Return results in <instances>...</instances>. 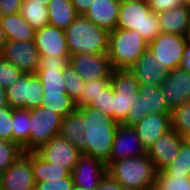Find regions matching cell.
<instances>
[{
  "mask_svg": "<svg viewBox=\"0 0 190 190\" xmlns=\"http://www.w3.org/2000/svg\"><path fill=\"white\" fill-rule=\"evenodd\" d=\"M41 106L64 118L77 109L76 102L68 94H43Z\"/></svg>",
  "mask_w": 190,
  "mask_h": 190,
  "instance_id": "cell-30",
  "label": "cell"
},
{
  "mask_svg": "<svg viewBox=\"0 0 190 190\" xmlns=\"http://www.w3.org/2000/svg\"><path fill=\"white\" fill-rule=\"evenodd\" d=\"M7 104L13 109H35L42 105L43 87L37 74L23 73L5 88Z\"/></svg>",
  "mask_w": 190,
  "mask_h": 190,
  "instance_id": "cell-8",
  "label": "cell"
},
{
  "mask_svg": "<svg viewBox=\"0 0 190 190\" xmlns=\"http://www.w3.org/2000/svg\"><path fill=\"white\" fill-rule=\"evenodd\" d=\"M2 56L23 73L36 74L39 68L40 53L34 40L7 41Z\"/></svg>",
  "mask_w": 190,
  "mask_h": 190,
  "instance_id": "cell-13",
  "label": "cell"
},
{
  "mask_svg": "<svg viewBox=\"0 0 190 190\" xmlns=\"http://www.w3.org/2000/svg\"><path fill=\"white\" fill-rule=\"evenodd\" d=\"M133 128L144 148L148 150L157 138L171 130V115L150 113L144 116Z\"/></svg>",
  "mask_w": 190,
  "mask_h": 190,
  "instance_id": "cell-20",
  "label": "cell"
},
{
  "mask_svg": "<svg viewBox=\"0 0 190 190\" xmlns=\"http://www.w3.org/2000/svg\"><path fill=\"white\" fill-rule=\"evenodd\" d=\"M137 1H140V0H118L120 4L129 3V2H137Z\"/></svg>",
  "mask_w": 190,
  "mask_h": 190,
  "instance_id": "cell-50",
  "label": "cell"
},
{
  "mask_svg": "<svg viewBox=\"0 0 190 190\" xmlns=\"http://www.w3.org/2000/svg\"><path fill=\"white\" fill-rule=\"evenodd\" d=\"M69 64V57L40 56L36 72L42 82L43 94H67L63 71Z\"/></svg>",
  "mask_w": 190,
  "mask_h": 190,
  "instance_id": "cell-11",
  "label": "cell"
},
{
  "mask_svg": "<svg viewBox=\"0 0 190 190\" xmlns=\"http://www.w3.org/2000/svg\"><path fill=\"white\" fill-rule=\"evenodd\" d=\"M149 7L156 13H161L182 5L181 0H147Z\"/></svg>",
  "mask_w": 190,
  "mask_h": 190,
  "instance_id": "cell-41",
  "label": "cell"
},
{
  "mask_svg": "<svg viewBox=\"0 0 190 190\" xmlns=\"http://www.w3.org/2000/svg\"><path fill=\"white\" fill-rule=\"evenodd\" d=\"M160 87L171 110L190 101V73L180 67L167 73Z\"/></svg>",
  "mask_w": 190,
  "mask_h": 190,
  "instance_id": "cell-17",
  "label": "cell"
},
{
  "mask_svg": "<svg viewBox=\"0 0 190 190\" xmlns=\"http://www.w3.org/2000/svg\"><path fill=\"white\" fill-rule=\"evenodd\" d=\"M8 41L5 32L3 30L2 24L0 22V55H2L6 42Z\"/></svg>",
  "mask_w": 190,
  "mask_h": 190,
  "instance_id": "cell-47",
  "label": "cell"
},
{
  "mask_svg": "<svg viewBox=\"0 0 190 190\" xmlns=\"http://www.w3.org/2000/svg\"><path fill=\"white\" fill-rule=\"evenodd\" d=\"M49 25L66 30L78 13L71 0H52L48 5Z\"/></svg>",
  "mask_w": 190,
  "mask_h": 190,
  "instance_id": "cell-26",
  "label": "cell"
},
{
  "mask_svg": "<svg viewBox=\"0 0 190 190\" xmlns=\"http://www.w3.org/2000/svg\"><path fill=\"white\" fill-rule=\"evenodd\" d=\"M72 190H84L83 188L73 186Z\"/></svg>",
  "mask_w": 190,
  "mask_h": 190,
  "instance_id": "cell-55",
  "label": "cell"
},
{
  "mask_svg": "<svg viewBox=\"0 0 190 190\" xmlns=\"http://www.w3.org/2000/svg\"><path fill=\"white\" fill-rule=\"evenodd\" d=\"M35 153L46 163L68 169L71 173L82 152L61 135L54 136Z\"/></svg>",
  "mask_w": 190,
  "mask_h": 190,
  "instance_id": "cell-10",
  "label": "cell"
},
{
  "mask_svg": "<svg viewBox=\"0 0 190 190\" xmlns=\"http://www.w3.org/2000/svg\"><path fill=\"white\" fill-rule=\"evenodd\" d=\"M35 185L32 152L22 154L6 171L0 174V190H31L35 188Z\"/></svg>",
  "mask_w": 190,
  "mask_h": 190,
  "instance_id": "cell-12",
  "label": "cell"
},
{
  "mask_svg": "<svg viewBox=\"0 0 190 190\" xmlns=\"http://www.w3.org/2000/svg\"><path fill=\"white\" fill-rule=\"evenodd\" d=\"M157 176H188L190 177V144L183 141L176 159L157 172Z\"/></svg>",
  "mask_w": 190,
  "mask_h": 190,
  "instance_id": "cell-29",
  "label": "cell"
},
{
  "mask_svg": "<svg viewBox=\"0 0 190 190\" xmlns=\"http://www.w3.org/2000/svg\"><path fill=\"white\" fill-rule=\"evenodd\" d=\"M161 33L187 37L190 28V8L184 4L158 13Z\"/></svg>",
  "mask_w": 190,
  "mask_h": 190,
  "instance_id": "cell-22",
  "label": "cell"
},
{
  "mask_svg": "<svg viewBox=\"0 0 190 190\" xmlns=\"http://www.w3.org/2000/svg\"><path fill=\"white\" fill-rule=\"evenodd\" d=\"M71 64L83 80L92 81L101 78H111L113 72L108 53L70 55Z\"/></svg>",
  "mask_w": 190,
  "mask_h": 190,
  "instance_id": "cell-14",
  "label": "cell"
},
{
  "mask_svg": "<svg viewBox=\"0 0 190 190\" xmlns=\"http://www.w3.org/2000/svg\"><path fill=\"white\" fill-rule=\"evenodd\" d=\"M180 68L190 73V44L187 43L183 53V59L179 65Z\"/></svg>",
  "mask_w": 190,
  "mask_h": 190,
  "instance_id": "cell-46",
  "label": "cell"
},
{
  "mask_svg": "<svg viewBox=\"0 0 190 190\" xmlns=\"http://www.w3.org/2000/svg\"><path fill=\"white\" fill-rule=\"evenodd\" d=\"M20 14L34 30L49 25L48 9L44 2L23 0Z\"/></svg>",
  "mask_w": 190,
  "mask_h": 190,
  "instance_id": "cell-27",
  "label": "cell"
},
{
  "mask_svg": "<svg viewBox=\"0 0 190 190\" xmlns=\"http://www.w3.org/2000/svg\"><path fill=\"white\" fill-rule=\"evenodd\" d=\"M107 175L125 190H148L157 180V170L147 154L110 161Z\"/></svg>",
  "mask_w": 190,
  "mask_h": 190,
  "instance_id": "cell-2",
  "label": "cell"
},
{
  "mask_svg": "<svg viewBox=\"0 0 190 190\" xmlns=\"http://www.w3.org/2000/svg\"><path fill=\"white\" fill-rule=\"evenodd\" d=\"M113 86L112 84L102 91L97 98L93 99L89 106L102 110L109 117L113 118Z\"/></svg>",
  "mask_w": 190,
  "mask_h": 190,
  "instance_id": "cell-37",
  "label": "cell"
},
{
  "mask_svg": "<svg viewBox=\"0 0 190 190\" xmlns=\"http://www.w3.org/2000/svg\"><path fill=\"white\" fill-rule=\"evenodd\" d=\"M23 72L0 55V85L4 88L14 83Z\"/></svg>",
  "mask_w": 190,
  "mask_h": 190,
  "instance_id": "cell-36",
  "label": "cell"
},
{
  "mask_svg": "<svg viewBox=\"0 0 190 190\" xmlns=\"http://www.w3.org/2000/svg\"><path fill=\"white\" fill-rule=\"evenodd\" d=\"M156 181L166 190H190L188 176H157Z\"/></svg>",
  "mask_w": 190,
  "mask_h": 190,
  "instance_id": "cell-38",
  "label": "cell"
},
{
  "mask_svg": "<svg viewBox=\"0 0 190 190\" xmlns=\"http://www.w3.org/2000/svg\"><path fill=\"white\" fill-rule=\"evenodd\" d=\"M136 100L140 101L141 115L172 113L160 86L140 84Z\"/></svg>",
  "mask_w": 190,
  "mask_h": 190,
  "instance_id": "cell-24",
  "label": "cell"
},
{
  "mask_svg": "<svg viewBox=\"0 0 190 190\" xmlns=\"http://www.w3.org/2000/svg\"><path fill=\"white\" fill-rule=\"evenodd\" d=\"M187 41H188V43L190 44V28H189V32H188V34H187Z\"/></svg>",
  "mask_w": 190,
  "mask_h": 190,
  "instance_id": "cell-54",
  "label": "cell"
},
{
  "mask_svg": "<svg viewBox=\"0 0 190 190\" xmlns=\"http://www.w3.org/2000/svg\"><path fill=\"white\" fill-rule=\"evenodd\" d=\"M171 129L181 136L190 132V101L172 110Z\"/></svg>",
  "mask_w": 190,
  "mask_h": 190,
  "instance_id": "cell-33",
  "label": "cell"
},
{
  "mask_svg": "<svg viewBox=\"0 0 190 190\" xmlns=\"http://www.w3.org/2000/svg\"><path fill=\"white\" fill-rule=\"evenodd\" d=\"M148 49V43L134 30L109 31L108 57L112 69H130Z\"/></svg>",
  "mask_w": 190,
  "mask_h": 190,
  "instance_id": "cell-4",
  "label": "cell"
},
{
  "mask_svg": "<svg viewBox=\"0 0 190 190\" xmlns=\"http://www.w3.org/2000/svg\"><path fill=\"white\" fill-rule=\"evenodd\" d=\"M113 86V119L121 124L128 109L134 104L140 83L130 69H114L111 74Z\"/></svg>",
  "mask_w": 190,
  "mask_h": 190,
  "instance_id": "cell-7",
  "label": "cell"
},
{
  "mask_svg": "<svg viewBox=\"0 0 190 190\" xmlns=\"http://www.w3.org/2000/svg\"><path fill=\"white\" fill-rule=\"evenodd\" d=\"M13 108L5 106L0 108V139L12 142Z\"/></svg>",
  "mask_w": 190,
  "mask_h": 190,
  "instance_id": "cell-39",
  "label": "cell"
},
{
  "mask_svg": "<svg viewBox=\"0 0 190 190\" xmlns=\"http://www.w3.org/2000/svg\"><path fill=\"white\" fill-rule=\"evenodd\" d=\"M119 8L118 0H94L84 16L95 25L112 31L117 26Z\"/></svg>",
  "mask_w": 190,
  "mask_h": 190,
  "instance_id": "cell-23",
  "label": "cell"
},
{
  "mask_svg": "<svg viewBox=\"0 0 190 190\" xmlns=\"http://www.w3.org/2000/svg\"><path fill=\"white\" fill-rule=\"evenodd\" d=\"M185 141L188 142L190 144V132L184 136Z\"/></svg>",
  "mask_w": 190,
  "mask_h": 190,
  "instance_id": "cell-53",
  "label": "cell"
},
{
  "mask_svg": "<svg viewBox=\"0 0 190 190\" xmlns=\"http://www.w3.org/2000/svg\"><path fill=\"white\" fill-rule=\"evenodd\" d=\"M71 174L74 186L95 190L107 175V165L92 156L82 154Z\"/></svg>",
  "mask_w": 190,
  "mask_h": 190,
  "instance_id": "cell-16",
  "label": "cell"
},
{
  "mask_svg": "<svg viewBox=\"0 0 190 190\" xmlns=\"http://www.w3.org/2000/svg\"><path fill=\"white\" fill-rule=\"evenodd\" d=\"M111 85V78H101L86 81L83 86L81 99L76 103L77 107L88 106L93 99Z\"/></svg>",
  "mask_w": 190,
  "mask_h": 190,
  "instance_id": "cell-32",
  "label": "cell"
},
{
  "mask_svg": "<svg viewBox=\"0 0 190 190\" xmlns=\"http://www.w3.org/2000/svg\"><path fill=\"white\" fill-rule=\"evenodd\" d=\"M70 55L108 53L109 31L78 15L65 30Z\"/></svg>",
  "mask_w": 190,
  "mask_h": 190,
  "instance_id": "cell-3",
  "label": "cell"
},
{
  "mask_svg": "<svg viewBox=\"0 0 190 190\" xmlns=\"http://www.w3.org/2000/svg\"><path fill=\"white\" fill-rule=\"evenodd\" d=\"M34 43L40 56L70 57L65 30L55 26L47 25L36 30Z\"/></svg>",
  "mask_w": 190,
  "mask_h": 190,
  "instance_id": "cell-18",
  "label": "cell"
},
{
  "mask_svg": "<svg viewBox=\"0 0 190 190\" xmlns=\"http://www.w3.org/2000/svg\"><path fill=\"white\" fill-rule=\"evenodd\" d=\"M66 93L77 103L81 99V94L85 81L78 75L75 68L68 64L63 71Z\"/></svg>",
  "mask_w": 190,
  "mask_h": 190,
  "instance_id": "cell-34",
  "label": "cell"
},
{
  "mask_svg": "<svg viewBox=\"0 0 190 190\" xmlns=\"http://www.w3.org/2000/svg\"><path fill=\"white\" fill-rule=\"evenodd\" d=\"M24 153L22 147L16 142L0 139V174Z\"/></svg>",
  "mask_w": 190,
  "mask_h": 190,
  "instance_id": "cell-35",
  "label": "cell"
},
{
  "mask_svg": "<svg viewBox=\"0 0 190 190\" xmlns=\"http://www.w3.org/2000/svg\"><path fill=\"white\" fill-rule=\"evenodd\" d=\"M64 117L43 108L30 110L29 140L22 146L24 152H35L54 136L60 135Z\"/></svg>",
  "mask_w": 190,
  "mask_h": 190,
  "instance_id": "cell-6",
  "label": "cell"
},
{
  "mask_svg": "<svg viewBox=\"0 0 190 190\" xmlns=\"http://www.w3.org/2000/svg\"><path fill=\"white\" fill-rule=\"evenodd\" d=\"M182 4L190 8V0H181Z\"/></svg>",
  "mask_w": 190,
  "mask_h": 190,
  "instance_id": "cell-51",
  "label": "cell"
},
{
  "mask_svg": "<svg viewBox=\"0 0 190 190\" xmlns=\"http://www.w3.org/2000/svg\"><path fill=\"white\" fill-rule=\"evenodd\" d=\"M184 140V136L171 129L157 138L149 147L147 155L152 160L157 172L162 171L176 159Z\"/></svg>",
  "mask_w": 190,
  "mask_h": 190,
  "instance_id": "cell-15",
  "label": "cell"
},
{
  "mask_svg": "<svg viewBox=\"0 0 190 190\" xmlns=\"http://www.w3.org/2000/svg\"><path fill=\"white\" fill-rule=\"evenodd\" d=\"M94 0H71L78 15H85Z\"/></svg>",
  "mask_w": 190,
  "mask_h": 190,
  "instance_id": "cell-45",
  "label": "cell"
},
{
  "mask_svg": "<svg viewBox=\"0 0 190 190\" xmlns=\"http://www.w3.org/2000/svg\"><path fill=\"white\" fill-rule=\"evenodd\" d=\"M3 30L8 41L34 40L35 32L20 12L0 17Z\"/></svg>",
  "mask_w": 190,
  "mask_h": 190,
  "instance_id": "cell-25",
  "label": "cell"
},
{
  "mask_svg": "<svg viewBox=\"0 0 190 190\" xmlns=\"http://www.w3.org/2000/svg\"><path fill=\"white\" fill-rule=\"evenodd\" d=\"M148 190H166L157 181L151 185Z\"/></svg>",
  "mask_w": 190,
  "mask_h": 190,
  "instance_id": "cell-49",
  "label": "cell"
},
{
  "mask_svg": "<svg viewBox=\"0 0 190 190\" xmlns=\"http://www.w3.org/2000/svg\"><path fill=\"white\" fill-rule=\"evenodd\" d=\"M32 170L35 182L67 178L71 175L68 169L46 163L35 152H32Z\"/></svg>",
  "mask_w": 190,
  "mask_h": 190,
  "instance_id": "cell-28",
  "label": "cell"
},
{
  "mask_svg": "<svg viewBox=\"0 0 190 190\" xmlns=\"http://www.w3.org/2000/svg\"><path fill=\"white\" fill-rule=\"evenodd\" d=\"M74 181L72 174L63 179H55L50 181L37 182L35 190H72Z\"/></svg>",
  "mask_w": 190,
  "mask_h": 190,
  "instance_id": "cell-40",
  "label": "cell"
},
{
  "mask_svg": "<svg viewBox=\"0 0 190 190\" xmlns=\"http://www.w3.org/2000/svg\"><path fill=\"white\" fill-rule=\"evenodd\" d=\"M187 43L185 36L160 33L148 44V50L162 66V70L169 73L179 67Z\"/></svg>",
  "mask_w": 190,
  "mask_h": 190,
  "instance_id": "cell-9",
  "label": "cell"
},
{
  "mask_svg": "<svg viewBox=\"0 0 190 190\" xmlns=\"http://www.w3.org/2000/svg\"><path fill=\"white\" fill-rule=\"evenodd\" d=\"M95 190H125V189L115 180L111 179L108 175H106Z\"/></svg>",
  "mask_w": 190,
  "mask_h": 190,
  "instance_id": "cell-44",
  "label": "cell"
},
{
  "mask_svg": "<svg viewBox=\"0 0 190 190\" xmlns=\"http://www.w3.org/2000/svg\"><path fill=\"white\" fill-rule=\"evenodd\" d=\"M144 116L141 115L140 101L135 100L131 109H128L126 119L121 125L133 127L135 126Z\"/></svg>",
  "mask_w": 190,
  "mask_h": 190,
  "instance_id": "cell-42",
  "label": "cell"
},
{
  "mask_svg": "<svg viewBox=\"0 0 190 190\" xmlns=\"http://www.w3.org/2000/svg\"><path fill=\"white\" fill-rule=\"evenodd\" d=\"M8 106L6 98V90L3 86L0 85V108Z\"/></svg>",
  "mask_w": 190,
  "mask_h": 190,
  "instance_id": "cell-48",
  "label": "cell"
},
{
  "mask_svg": "<svg viewBox=\"0 0 190 190\" xmlns=\"http://www.w3.org/2000/svg\"><path fill=\"white\" fill-rule=\"evenodd\" d=\"M145 154H147V150L138 138L135 129L119 124L112 145L110 161L143 156Z\"/></svg>",
  "mask_w": 190,
  "mask_h": 190,
  "instance_id": "cell-19",
  "label": "cell"
},
{
  "mask_svg": "<svg viewBox=\"0 0 190 190\" xmlns=\"http://www.w3.org/2000/svg\"><path fill=\"white\" fill-rule=\"evenodd\" d=\"M12 142L21 147L29 140L30 133V110L18 108L13 109Z\"/></svg>",
  "mask_w": 190,
  "mask_h": 190,
  "instance_id": "cell-31",
  "label": "cell"
},
{
  "mask_svg": "<svg viewBox=\"0 0 190 190\" xmlns=\"http://www.w3.org/2000/svg\"><path fill=\"white\" fill-rule=\"evenodd\" d=\"M130 70L140 84L154 86H161L167 75L148 49L137 59Z\"/></svg>",
  "mask_w": 190,
  "mask_h": 190,
  "instance_id": "cell-21",
  "label": "cell"
},
{
  "mask_svg": "<svg viewBox=\"0 0 190 190\" xmlns=\"http://www.w3.org/2000/svg\"><path fill=\"white\" fill-rule=\"evenodd\" d=\"M116 28L134 30L148 44L161 33L158 13L150 9L147 0L120 4Z\"/></svg>",
  "mask_w": 190,
  "mask_h": 190,
  "instance_id": "cell-5",
  "label": "cell"
},
{
  "mask_svg": "<svg viewBox=\"0 0 190 190\" xmlns=\"http://www.w3.org/2000/svg\"><path fill=\"white\" fill-rule=\"evenodd\" d=\"M23 0H0V17L20 12Z\"/></svg>",
  "mask_w": 190,
  "mask_h": 190,
  "instance_id": "cell-43",
  "label": "cell"
},
{
  "mask_svg": "<svg viewBox=\"0 0 190 190\" xmlns=\"http://www.w3.org/2000/svg\"><path fill=\"white\" fill-rule=\"evenodd\" d=\"M34 1L44 2L45 5L47 6L52 0H34Z\"/></svg>",
  "mask_w": 190,
  "mask_h": 190,
  "instance_id": "cell-52",
  "label": "cell"
},
{
  "mask_svg": "<svg viewBox=\"0 0 190 190\" xmlns=\"http://www.w3.org/2000/svg\"><path fill=\"white\" fill-rule=\"evenodd\" d=\"M118 126L112 117L88 105L77 107L63 119L60 135L82 154L92 156L107 165Z\"/></svg>",
  "mask_w": 190,
  "mask_h": 190,
  "instance_id": "cell-1",
  "label": "cell"
}]
</instances>
